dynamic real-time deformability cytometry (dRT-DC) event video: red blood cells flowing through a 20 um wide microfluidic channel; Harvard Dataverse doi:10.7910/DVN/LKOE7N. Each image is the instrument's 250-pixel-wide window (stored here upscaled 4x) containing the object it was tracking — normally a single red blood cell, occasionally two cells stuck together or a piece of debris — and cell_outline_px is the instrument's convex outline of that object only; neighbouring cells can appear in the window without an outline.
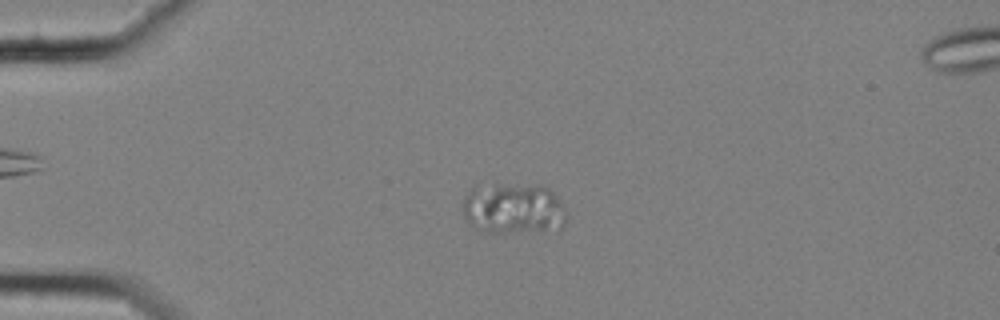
{"species": "common noctule bat (a hibernating species)", "species_latin": "Nyctalus noctula", "temperature_condition": "cold", "stored_images_in_passage": 58, "camera_frame_rate_fps": 3000, "um_per_image_px": 0.085, "animal": {"sex": "female", "body_mass_g": 25.1}, "frame": {"image": 1, "passage_image": 15, "time_ms": 4.667, "image_size_px": [1000, 320], "cell_outline_px": [[568, 216], [564, 224], [556, 232], [488, 232], [468, 224], [464, 212], [464, 200], [468, 192], [476, 184], [540, 184], [548, 188], [556, 196], [564, 208]], "centroid_in_image_um": [43.69, 17.72], "position_along_channel_um": 41.3, "area_um2": 31.5}}
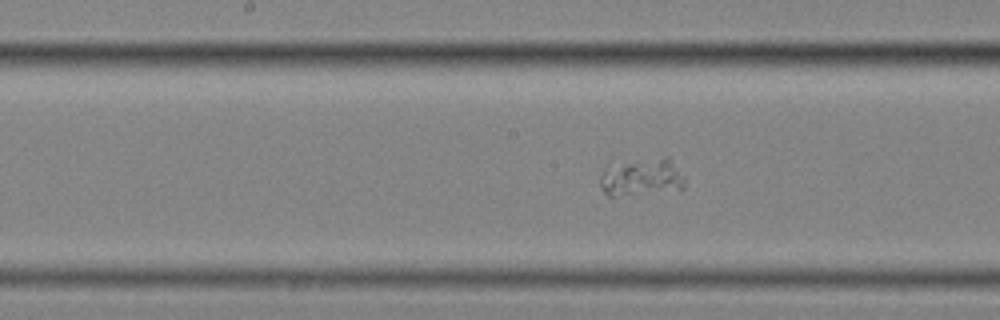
{"frame": {"image": 2, "passage_image": 31, "time_ms": 10.0, "image_size_px": [1000, 320], "cell_outline_px": [[684, 188], [680, 192], [612, 196], [608, 196], [604, 192], [600, 184], [600, 176], [604, 172], [628, 164], [664, 156], [668, 156], [672, 160], [684, 180]], "centroid_in_image_um": [54.67, 15.16], "position_along_channel_um": 193.5, "area_um2": 17.92}}
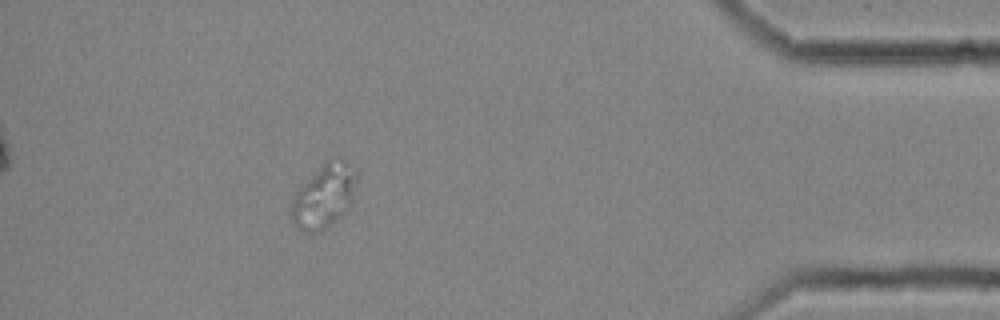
{"frame": {"image": 3, "passage_image": 53, "time_ms": 17.333, "image_size_px": [1000, 320], "cell_outline_px": [[360, 180], [352, 200], [348, 208], [332, 224], [320, 232], [304, 232], [296, 228], [292, 224], [288, 216], [288, 212], [292, 196], [324, 160], [344, 160], [356, 168], [360, 172]], "centroid_in_image_um": [27.54, 16.67], "position_along_channel_um": 407.7, "area_um2": 25.32}}